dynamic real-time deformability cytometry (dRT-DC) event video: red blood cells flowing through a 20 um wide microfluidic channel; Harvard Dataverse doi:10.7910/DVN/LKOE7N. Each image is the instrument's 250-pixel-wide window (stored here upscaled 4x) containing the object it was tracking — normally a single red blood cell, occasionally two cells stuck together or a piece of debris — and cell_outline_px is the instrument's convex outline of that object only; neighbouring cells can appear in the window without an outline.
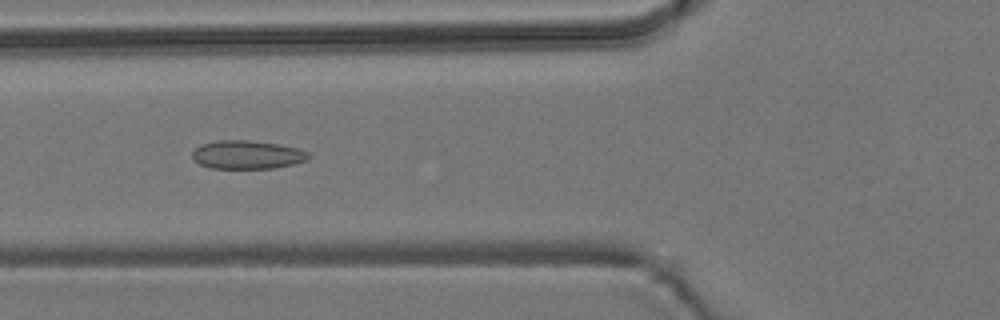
{"species": "common noctule bat (a hibernating species)", "species_latin": "Nyctalus noctula", "temperature_condition": "room temperature", "stored_images_in_passage": 54, "camera_frame_rate_fps": 3000, "um_per_image_px": 0.085, "animal": {"sex": "male", "body_mass_g": 19.2, "forearm_length_mm": 51.8}, "frame": {"image": 1, "passage_image": 20, "time_ms": 6.333, "image_size_px": [1000, 320], "cell_outline_px": [[312, 156], [308, 160], [292, 164], [272, 168], [208, 168], [192, 160], [192, 152], [200, 144], [216, 140], [248, 140], [280, 144], [300, 148], [308, 152]], "centroid_in_image_um": [21.01, 13.14], "position_along_channel_um": 104.8, "area_um2": 19.54}}
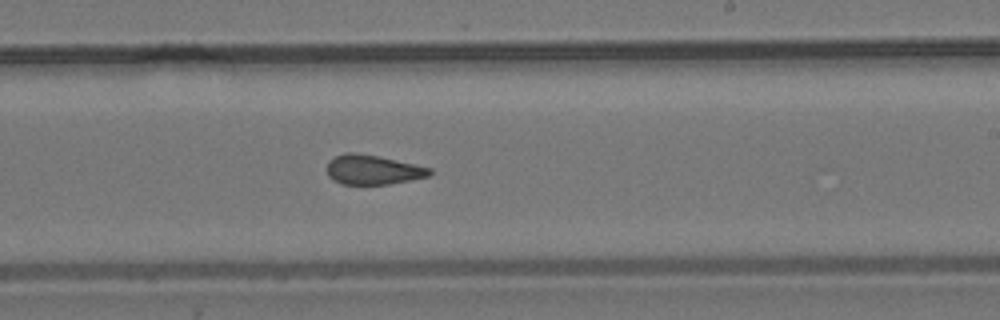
{"frame": {"image": 2, "passage_image": 32, "time_ms": 10.333, "image_size_px": [1000, 320], "cell_outline_px": [[432, 172], [428, 176], [412, 180], [388, 184], [340, 184], [332, 180], [328, 176], [328, 160], [344, 152], [356, 152], [376, 156], [432, 168]], "centroid_in_image_um": [31.66, 14.43], "position_along_channel_um": 257.3, "area_um2": 17.63}}
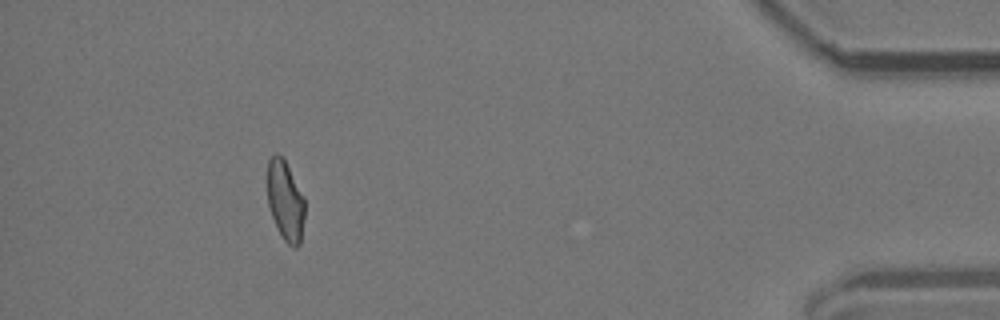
{"frame": {"image": 3, "passage_image": 49, "time_ms": 16.0, "image_size_px": [1000, 320], "cell_outline_px": [[304, 216], [300, 244], [296, 248], [292, 248], [284, 240], [272, 216], [268, 204], [264, 180], [268, 160], [276, 152], [284, 156], [304, 196]], "centroid_in_image_um": [24.21, 16.96], "position_along_channel_um": 411.0, "area_um2": 18.15}, "authors_computed_cell_mechanics": {"area_um2": 18.6116, "velocity_mm_per_s": 3.8084, "shape_relaxation_time_tau1_ms": null, "shape_relaxation_time_tau2_ms": 1.8508, "deformation_change_tau1": null, "deformation_change_tau2": 0.0742}}